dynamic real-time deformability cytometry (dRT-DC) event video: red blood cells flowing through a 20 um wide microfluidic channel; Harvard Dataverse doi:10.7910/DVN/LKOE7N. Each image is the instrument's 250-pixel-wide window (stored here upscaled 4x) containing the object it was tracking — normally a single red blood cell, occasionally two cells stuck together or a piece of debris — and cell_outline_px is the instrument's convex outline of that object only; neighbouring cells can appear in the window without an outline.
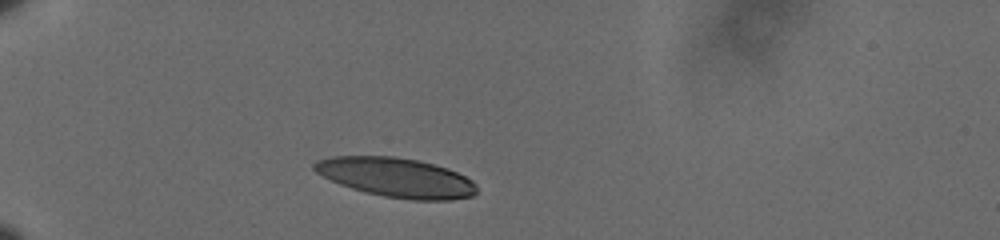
{"species": "human", "species_latin": "Homo sapiens", "temperature_condition": "cold", "stored_images_in_passage": 11, "camera_frame_rate_fps": 3000, "um_per_image_px": 0.085, "donor": {"sex": "male"}, "frame": {"image": 1, "passage_image": 1, "time_ms": 0.0, "image_size_px": [1000, 240], "cell_outline_px": [[476, 192], [472, 196], [452, 200], [412, 200], [384, 196], [364, 192], [340, 184], [316, 172], [312, 168], [312, 164], [316, 160], [332, 156], [396, 156], [416, 160], [448, 168], [472, 180], [476, 184]], "centroid_in_image_um": [33.67, 15.08], "position_along_channel_um": 51.3, "area_um2": 37.22}}
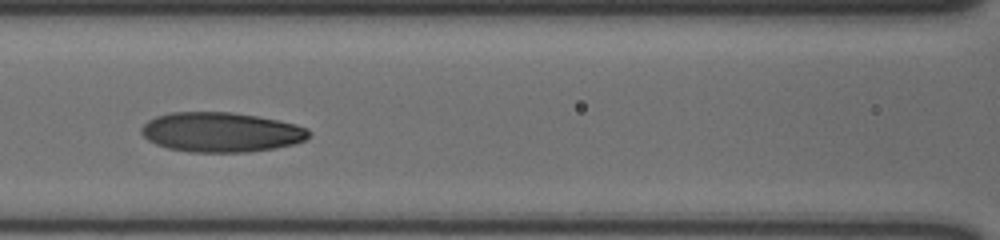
{"frame": {"image": 2, "passage_image": 5, "time_ms": 1.333, "image_size_px": [1000, 240], "cell_outline_px": [[308, 136], [304, 140], [296, 144], [276, 148], [248, 152], [188, 152], [168, 148], [156, 144], [148, 140], [140, 132], [140, 128], [148, 120], [156, 116], [172, 112], [232, 112], [256, 116], [296, 124], [308, 128]], "centroid_in_image_um": [18.77, 11.24], "position_along_channel_um": 147.8, "area_um2": 38.84}}
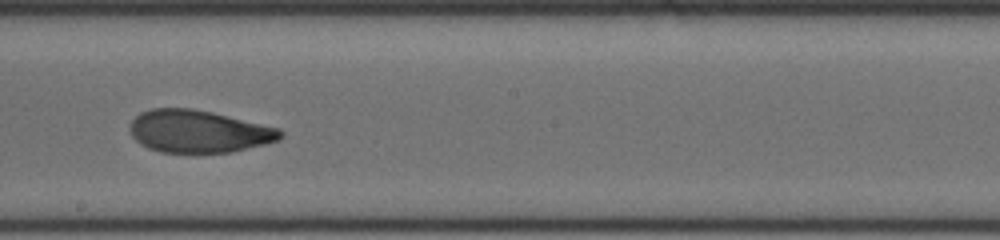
{"frame": {"image": 3, "passage_image": 10, "time_ms": 3.0, "image_size_px": [1000, 240], "cell_outline_px": [[284, 136], [280, 140], [232, 152], [196, 156], [160, 152], [148, 148], [140, 144], [132, 136], [132, 120], [140, 112], [152, 108], [192, 108], [212, 112], [280, 128], [284, 132]], "centroid_in_image_um": [16.91, 11.21], "position_along_channel_um": 231.3, "area_um2": 38.21}}